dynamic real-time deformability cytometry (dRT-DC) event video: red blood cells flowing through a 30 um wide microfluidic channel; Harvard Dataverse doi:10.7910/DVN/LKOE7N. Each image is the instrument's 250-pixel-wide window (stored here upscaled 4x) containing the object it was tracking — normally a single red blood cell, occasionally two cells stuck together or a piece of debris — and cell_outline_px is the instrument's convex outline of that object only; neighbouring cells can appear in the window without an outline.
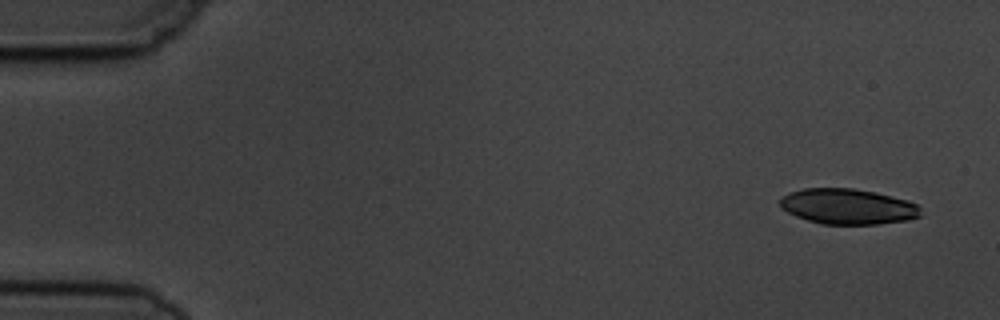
{"species": "common noctule bat (a hibernating species)", "species_latin": "Nyctalus noctula", "temperature_condition": "cold", "stored_images_in_passage": 4, "camera_frame_rate_fps": 3000, "um_per_image_px": 0.085, "animal": {"sex": "male", "body_mass_g": 19.5, "forearm_length_mm": 54.6}, "frame": {"image": 1, "passage_image": 1, "time_ms": 0.0, "image_size_px": [1000, 320], "cell_outline_px": [[920, 216], [908, 220], [880, 224], [820, 224], [796, 216], [780, 208], [780, 196], [804, 188], [852, 188], [876, 192], [908, 200], [916, 204], [920, 208]], "centroid_in_image_um": [72.06, 17.55], "position_along_channel_um": 12.9, "area_um2": 29.19}}